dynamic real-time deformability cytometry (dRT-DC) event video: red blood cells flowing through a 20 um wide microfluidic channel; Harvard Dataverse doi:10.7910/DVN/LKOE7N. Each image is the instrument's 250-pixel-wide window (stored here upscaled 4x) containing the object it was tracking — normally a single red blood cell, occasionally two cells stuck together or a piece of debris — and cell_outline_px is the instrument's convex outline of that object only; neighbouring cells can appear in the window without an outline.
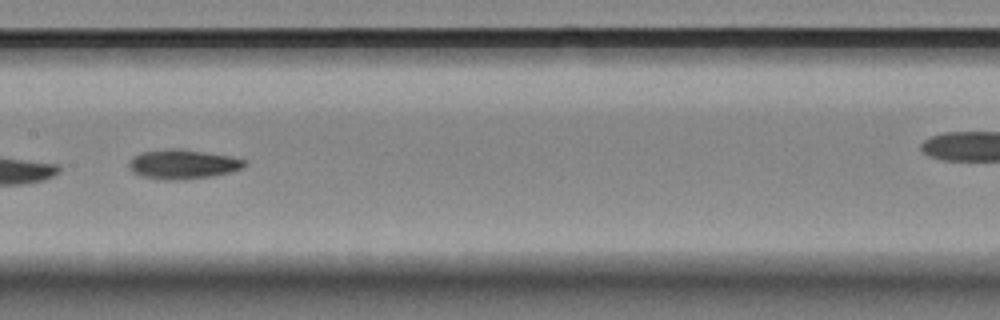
{"species": "Egyptian fruit bat (a non-hibernating species)", "species_latin": "Rousettus aegyptiacus", "temperature_condition": "room temperature", "stored_images_in_passage": 11, "camera_frame_rate_fps": 3000, "um_per_image_px": 0.085, "animal": {"sex": "female"}, "frame": {"image": 1, "passage_image": 7, "time_ms": 7.0, "image_size_px": [1000, 320], "cell_outline_px": [[248, 164], [244, 168], [232, 172], [184, 180], [164, 180], [140, 176], [132, 172], [128, 168], [128, 164], [132, 156], [140, 152], [164, 148], [180, 148], [232, 156], [248, 160]], "centroid_in_image_um": [15.54, 13.95], "position_along_channel_um": 191.9, "area_um2": 20.4}}
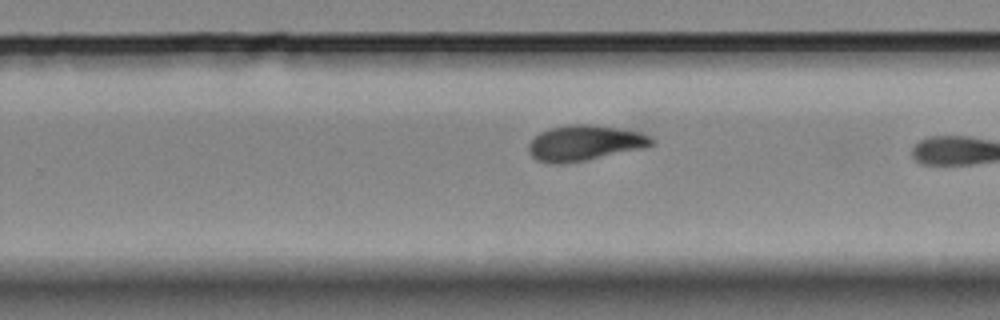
{"frame": {"image": 2, "passage_image": 10, "time_ms": 14.667, "image_size_px": [1000, 320], "cell_outline_px": [[652, 144], [640, 148], [584, 160], [564, 164], [552, 164], [536, 160], [528, 152], [528, 144], [540, 132], [548, 128], [568, 124], [588, 124], [616, 128], [640, 132], [648, 136], [652, 140]], "centroid_in_image_um": [49.59, 12.15], "position_along_channel_um": 280.2, "area_um2": 24.97}}